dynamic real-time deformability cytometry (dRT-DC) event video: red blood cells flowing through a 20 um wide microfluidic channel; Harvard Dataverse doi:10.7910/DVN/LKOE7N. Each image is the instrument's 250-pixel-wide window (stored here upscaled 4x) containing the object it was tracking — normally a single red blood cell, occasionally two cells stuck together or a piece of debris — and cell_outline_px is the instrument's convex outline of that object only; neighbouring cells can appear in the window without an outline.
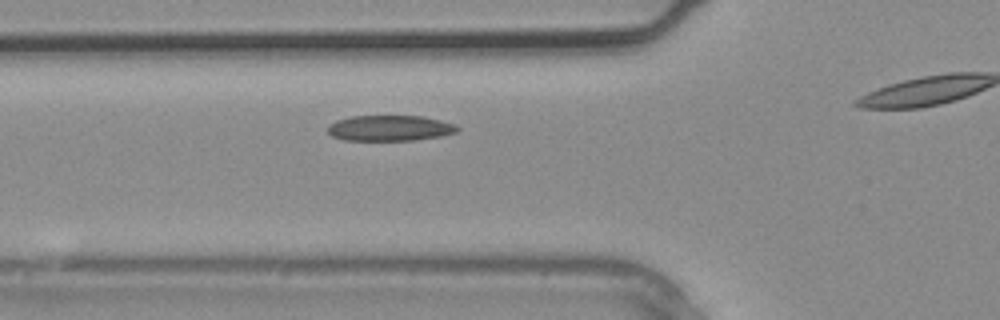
{"species": "common noctule bat (a hibernating species)", "species_latin": "Nyctalus noctula", "temperature_condition": "warm", "stored_images_in_passage": 4, "camera_frame_rate_fps": 3000, "um_per_image_px": 0.085, "animal": {"sex": "male", "body_mass_g": 20.4}, "frame": {"image": 1, "passage_image": 3, "time_ms": 0.667, "image_size_px": [1000, 320], "cell_outline_px": [[460, 128], [456, 132], [440, 136], [412, 140], [344, 140], [332, 136], [328, 132], [328, 124], [336, 120], [352, 116], [424, 116], [456, 124]], "centroid_in_image_um": [33.13, 10.88], "position_along_channel_um": 92.7, "area_um2": 19.36}}